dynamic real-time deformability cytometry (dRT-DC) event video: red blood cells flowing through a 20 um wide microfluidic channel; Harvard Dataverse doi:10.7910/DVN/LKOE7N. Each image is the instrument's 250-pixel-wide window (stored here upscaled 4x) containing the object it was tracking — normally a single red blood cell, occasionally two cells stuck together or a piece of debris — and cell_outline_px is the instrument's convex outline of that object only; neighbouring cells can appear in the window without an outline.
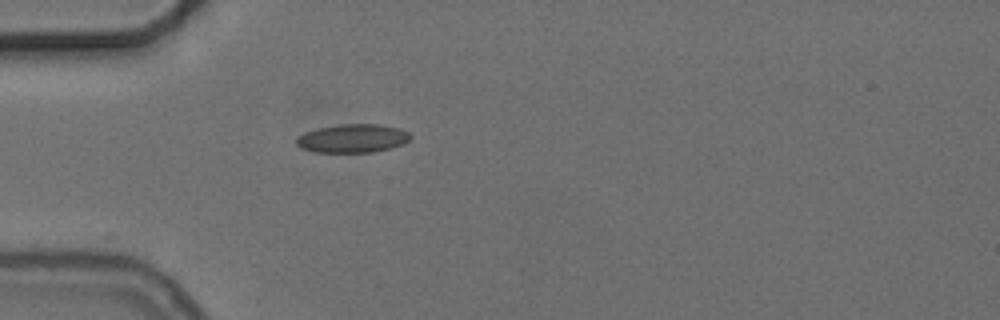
{"species": "common noctule bat (a hibernating species)", "species_latin": "Nyctalus noctula", "temperature_condition": "cold", "stored_images_in_passage": 39, "camera_frame_rate_fps": 3000, "um_per_image_px": 0.085, "animal": {"sex": "female", "body_mass_g": 24.6, "forearm_length_mm": 56.2}, "frame": {"image": 1, "passage_image": 1, "time_ms": 0.0, "image_size_px": [1000, 320], "cell_outline_px": [[412, 136], [408, 140], [400, 144], [388, 148], [372, 152], [316, 152], [300, 148], [296, 144], [296, 136], [304, 132], [320, 128], [340, 124], [376, 124], [400, 128], [408, 132]], "centroid_in_image_um": [29.93, 11.76], "position_along_channel_um": 55.1, "area_um2": 18.79}}
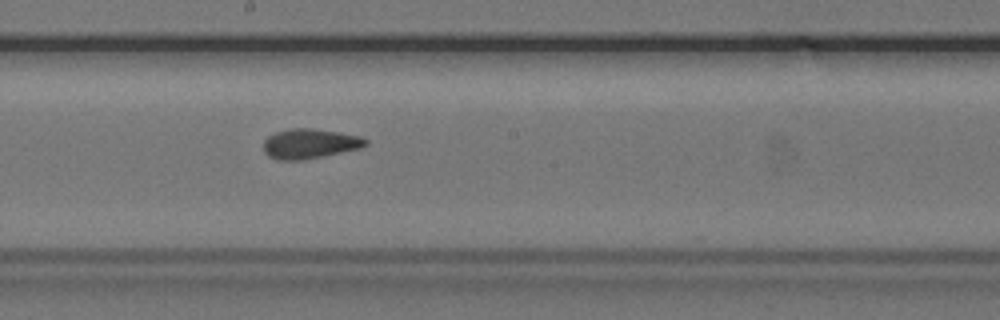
{"frame": {"image": 2, "passage_image": 15, "time_ms": 4.667, "image_size_px": [1000, 320], "cell_outline_px": [[368, 144], [360, 148], [304, 160], [276, 160], [268, 156], [264, 152], [264, 140], [268, 136], [276, 132], [288, 128], [312, 128], [360, 136], [368, 140]], "centroid_in_image_um": [26.3, 12.21], "position_along_channel_um": 221.9, "area_um2": 17.74}}
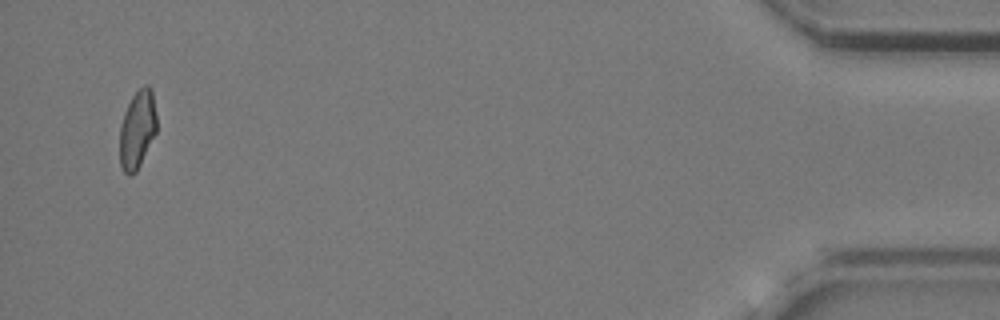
{"frame": {"image": 3, "passage_image": 38, "time_ms": 12.333, "image_size_px": [1000, 320], "cell_outline_px": [[156, 132], [136, 172], [132, 176], [128, 176], [124, 172], [120, 164], [120, 124], [124, 112], [132, 96], [144, 84], [148, 84], [152, 88], [156, 116]], "centroid_in_image_um": [11.66, 10.99], "position_along_channel_um": 423.5, "area_um2": 16.88}, "authors_computed_cell_mechanics": {"area_um2": 17.4556, "velocity_mm_per_s": 3.7242, "shape_relaxation_time_tau1_ms": 2.7207, "shape_relaxation_time_tau2_ms": 2.2256, "deformation_change_tau1": 0.0972, "deformation_change_tau2": 0.089}}